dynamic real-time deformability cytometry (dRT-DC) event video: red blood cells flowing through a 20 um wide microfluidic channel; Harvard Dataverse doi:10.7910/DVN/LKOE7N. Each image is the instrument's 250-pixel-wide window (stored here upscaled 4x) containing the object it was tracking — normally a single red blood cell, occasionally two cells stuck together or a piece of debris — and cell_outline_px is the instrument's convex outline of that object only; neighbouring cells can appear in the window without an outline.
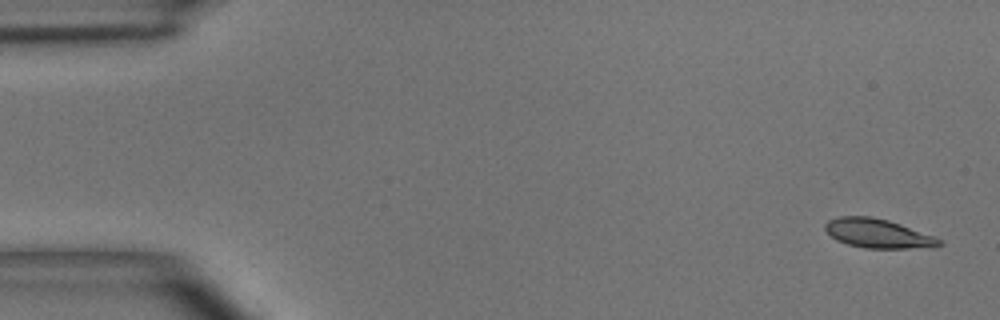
{"species": "common noctule bat (a hibernating species)", "species_latin": "Nyctalus noctula", "temperature_condition": "room temperature", "stored_images_in_passage": 5, "camera_frame_rate_fps": 3000, "um_per_image_px": 0.085, "animal": {"sex": "male", "body_mass_g": 15.6}, "frame": {"image": 1, "passage_image": 1, "time_ms": 0.0, "image_size_px": [1000, 320], "cell_outline_px": [[944, 244], [932, 248], [864, 248], [848, 244], [836, 240], [824, 228], [824, 224], [828, 220], [836, 216], [872, 216], [888, 220], [900, 224], [932, 236], [940, 240]], "centroid_in_image_um": [74.6, 19.84], "position_along_channel_um": 10.4, "area_um2": 19.31}}
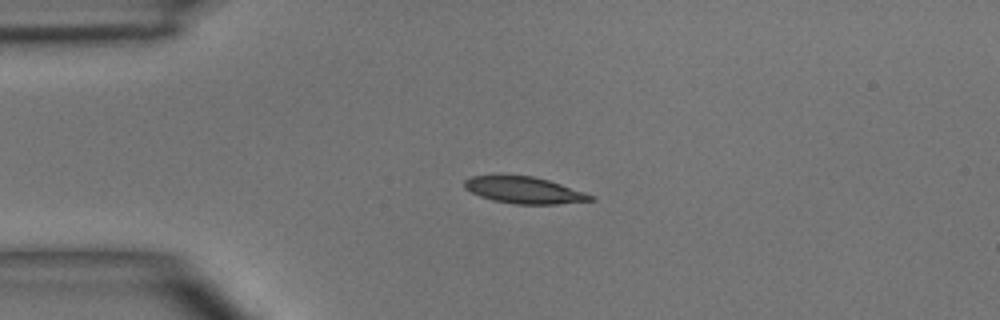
{"frame": {"image": 2, "passage_image": 4, "time_ms": 3.333, "image_size_px": [1000, 320], "cell_outline_px": [[596, 200], [556, 204], [516, 204], [492, 200], [480, 196], [464, 188], [464, 180], [472, 176], [532, 176], [548, 180], [596, 196]], "centroid_in_image_um": [44.58, 16.18], "position_along_channel_um": 40.4, "area_um2": 19.36}}